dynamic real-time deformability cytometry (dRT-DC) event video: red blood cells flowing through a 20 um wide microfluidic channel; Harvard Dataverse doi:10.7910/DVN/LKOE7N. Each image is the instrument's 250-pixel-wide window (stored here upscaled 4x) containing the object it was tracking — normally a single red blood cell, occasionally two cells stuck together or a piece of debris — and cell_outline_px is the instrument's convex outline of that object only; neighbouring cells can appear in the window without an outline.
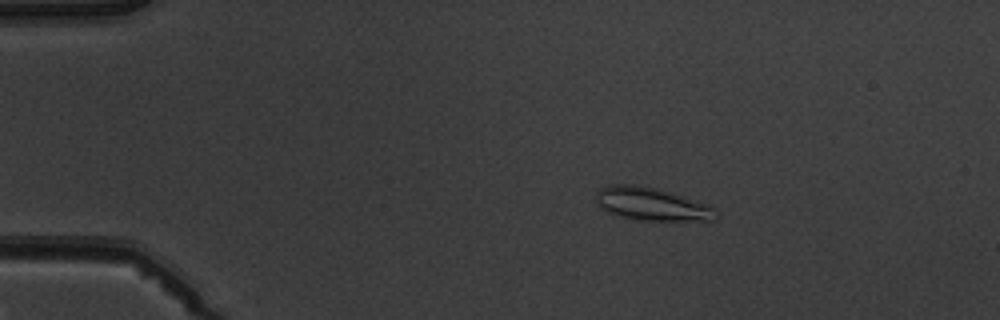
{"species": "common noctule bat (a hibernating species)", "species_latin": "Nyctalus noctula", "temperature_condition": "warm", "stored_images_in_passage": 6, "camera_frame_rate_fps": 3000, "um_per_image_px": 0.085, "animal": {"sex": "male", "body_mass_g": 19.5, "forearm_length_mm": 54.6}, "frame": {"image": 1, "passage_image": 3, "time_ms": 2.333, "image_size_px": [1000, 320], "cell_outline_px": [[720, 216], [712, 220], [632, 220], [608, 212], [596, 204], [596, 192], [600, 188], [608, 184], [632, 184], [656, 188], [684, 196], [708, 204], [716, 208]], "centroid_in_image_um": [55.39, 17.34], "position_along_channel_um": 29.6, "area_um2": 23.29}}
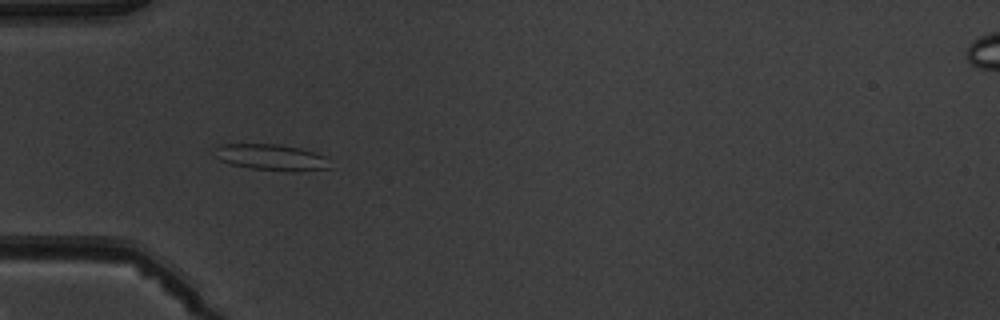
{"frame": {"image": 2, "passage_image": 5, "time_ms": 4.667, "image_size_px": [1000, 320], "cell_outline_px": [[332, 168], [296, 172], [284, 172], [252, 168], [228, 164], [220, 160], [212, 152], [212, 148], [220, 144], [280, 144], [300, 148], [316, 152], [324, 156]], "centroid_in_image_um": [23.04, 13.38], "position_along_channel_um": 62.0, "area_um2": 18.03}}
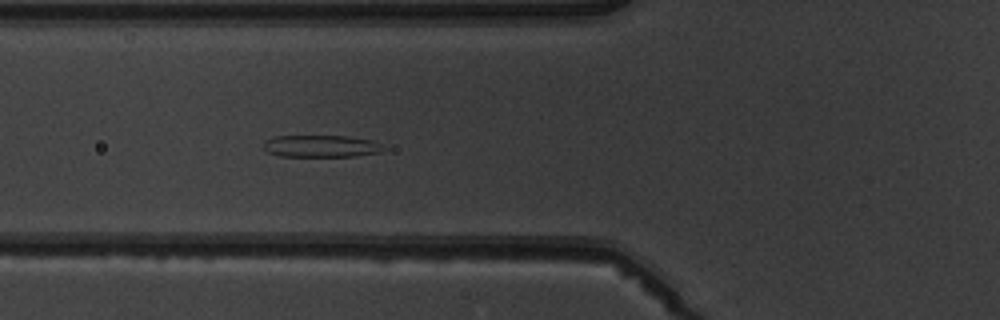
{"frame": {"image": 3, "passage_image": 6, "time_ms": 5.667, "image_size_px": [1000, 320], "cell_outline_px": [[388, 148], [380, 152], [352, 156], [280, 156], [268, 152], [264, 148], [264, 140], [276, 136], [348, 136], [372, 140]], "centroid_in_image_um": [27.31, 12.42], "position_along_channel_um": 98.5, "area_um2": 15.37}}